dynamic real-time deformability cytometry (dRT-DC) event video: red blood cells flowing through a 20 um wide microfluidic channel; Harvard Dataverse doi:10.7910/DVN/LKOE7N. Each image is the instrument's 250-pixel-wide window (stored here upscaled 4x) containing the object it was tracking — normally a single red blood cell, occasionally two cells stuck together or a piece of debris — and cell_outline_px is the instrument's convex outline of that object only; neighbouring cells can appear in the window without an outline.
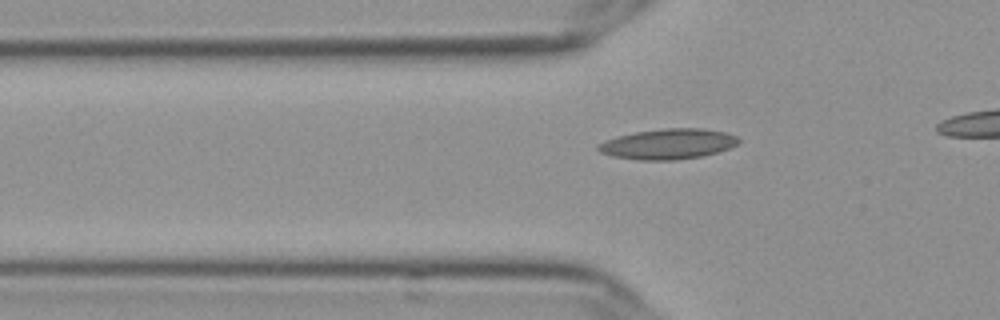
{"species": "Egyptian fruit bat (a non-hibernating species)", "species_latin": "Rousettus aegyptiacus", "temperature_condition": "cold", "stored_images_in_passage": 36, "camera_frame_rate_fps": 3000, "um_per_image_px": 0.085, "frame": {"image": 1, "passage_image": 6, "time_ms": 1.667, "image_size_px": [1000, 320], "cell_outline_px": [[740, 140], [736, 144], [728, 148], [716, 152], [700, 156], [672, 160], [640, 160], [612, 156], [600, 152], [596, 148], [596, 144], [604, 140], [616, 136], [636, 132], [664, 128], [704, 128], [724, 132], [736, 136]], "centroid_in_image_um": [56.72, 12.23], "position_along_channel_um": 69.1, "area_um2": 24.74}}
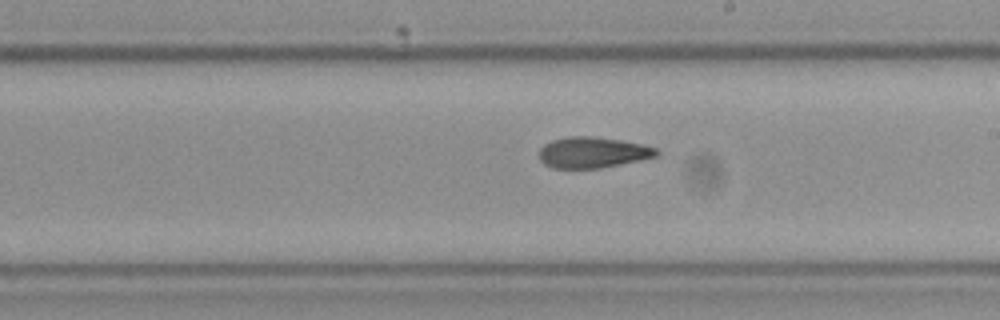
{"frame": {"image": 2, "passage_image": 20, "time_ms": 6.333, "image_size_px": [1000, 320], "cell_outline_px": [[660, 152], [656, 156], [640, 160], [600, 168], [552, 168], [544, 164], [540, 160], [540, 148], [544, 144], [552, 140], [568, 136], [596, 136], [644, 144], [656, 148]], "centroid_in_image_um": [50.38, 12.95], "position_along_channel_um": 238.6, "area_um2": 21.21}}
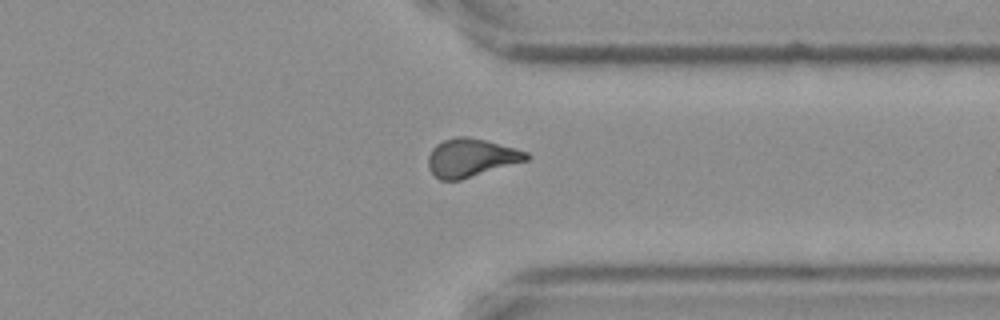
{"frame": {"image": 3, "passage_image": 31, "time_ms": 10.0, "image_size_px": [1000, 320], "cell_outline_px": [[532, 156], [528, 160], [460, 180], [440, 180], [428, 168], [428, 156], [432, 148], [436, 144], [444, 140], [456, 136], [468, 136], [516, 148], [528, 152]], "centroid_in_image_um": [40.05, 13.4], "position_along_channel_um": 371.4, "area_um2": 21.91}, "authors_computed_cell_mechanics": {"area_um2": 21.7617, "velocity_mm_per_s": 3.6379, "shape_relaxation_time_tau1_ms": null, "shape_relaxation_time_tau2_ms": 6.035, "deformation_change_tau1": null, "deformation_change_tau2": 0.1097}}